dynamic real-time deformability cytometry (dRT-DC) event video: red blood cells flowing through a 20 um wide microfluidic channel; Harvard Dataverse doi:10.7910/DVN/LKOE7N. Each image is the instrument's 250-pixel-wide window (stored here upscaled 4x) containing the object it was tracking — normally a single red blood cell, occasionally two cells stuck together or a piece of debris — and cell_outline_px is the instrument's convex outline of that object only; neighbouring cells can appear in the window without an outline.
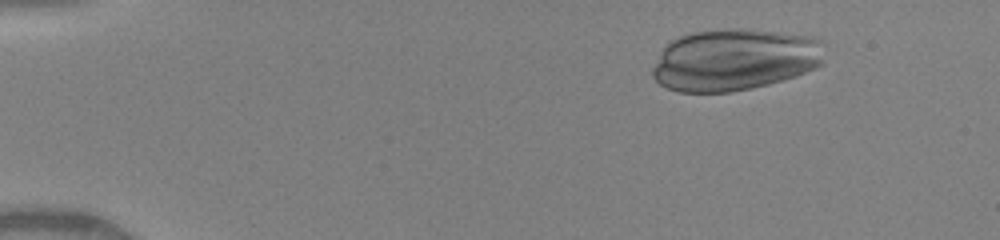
{"species": "human", "species_latin": "Homo sapiens", "temperature_condition": "warm", "stored_images_in_passage": 38, "camera_frame_rate_fps": 3000, "um_per_image_px": 0.085, "donor": {"sex": "female"}, "frame": {"image": 1, "passage_image": 8, "time_ms": 1.667, "image_size_px": [1000, 240], "cell_outline_px": [[824, 64], [816, 68], [796, 76], [768, 84], [752, 88], [728, 92], [680, 92], [668, 88], [660, 84], [652, 76], [652, 68], [660, 52], [668, 40], [692, 32], [732, 28], [740, 28], [812, 36], [820, 40]], "centroid_in_image_um": [62.41, 5.07], "position_along_channel_um": 22.6, "area_um2": 62.25}}
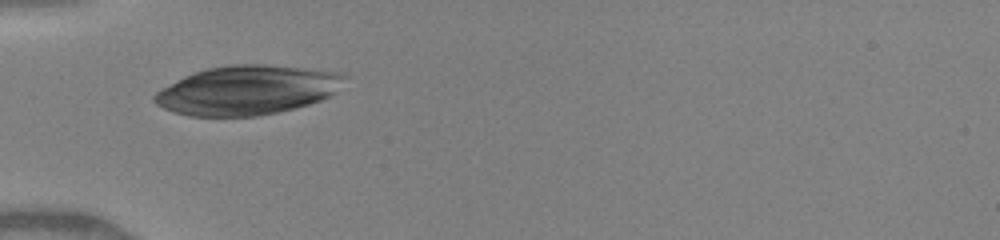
{"frame": {"image": 2, "passage_image": 23, "time_ms": 5.0, "image_size_px": [1000, 240], "cell_outline_px": [[348, 76], [328, 96], [320, 100], [308, 104], [260, 116], [188, 116], [164, 108], [156, 104], [152, 100], [152, 96], [156, 92], [184, 76], [208, 68], [232, 64], [264, 64], [344, 72]], "centroid_in_image_um": [20.99, 7.65], "position_along_channel_um": 64.0, "area_um2": 54.04}}
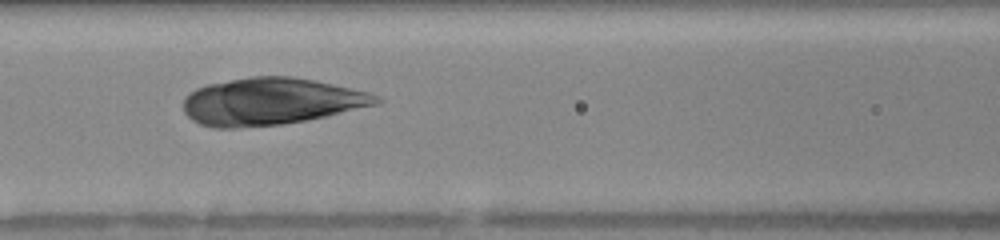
{"frame": {"image": 3, "passage_image": 33, "time_ms": 7.0, "image_size_px": [1000, 240], "cell_outline_px": [[384, 100], [376, 104], [324, 116], [284, 124], [236, 128], [216, 128], [200, 124], [192, 120], [184, 112], [184, 96], [196, 88], [208, 84], [252, 76], [296, 76], [368, 92], [380, 96]], "centroid_in_image_um": [23.0, 8.62], "position_along_channel_um": 143.6, "area_um2": 52.71}}